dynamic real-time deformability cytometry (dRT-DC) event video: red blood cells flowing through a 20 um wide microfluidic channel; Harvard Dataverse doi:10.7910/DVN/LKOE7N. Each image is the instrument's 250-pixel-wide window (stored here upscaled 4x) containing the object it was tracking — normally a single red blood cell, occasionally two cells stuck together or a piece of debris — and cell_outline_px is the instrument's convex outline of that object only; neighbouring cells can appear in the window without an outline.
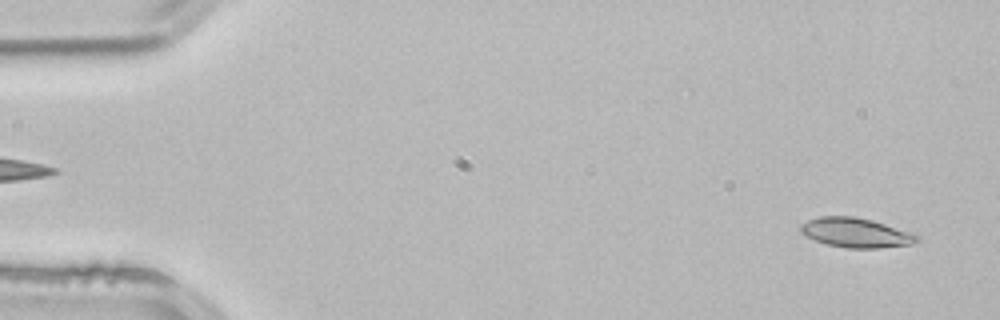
{"species": "common noctule bat (a hibernating species)", "species_latin": "Nyctalus noctula", "temperature_condition": "room temperature", "stored_images_in_passage": 3, "segment_of_instrument_passage": [2, 2], "camera_frame_rate_fps": 3000, "um_per_image_px": 0.085, "animal": {"sex": "male", "body_mass_g": 21.5, "forearm_length_mm": 52.0}, "frame": {"image": 1, "passage_image": 3, "time_ms": 0.667, "image_size_px": [1000, 320], "cell_outline_px": [[920, 240], [912, 244], [880, 248], [848, 248], [828, 244], [816, 240], [800, 232], [800, 224], [808, 220], [820, 216], [852, 216], [872, 220], [916, 232], [920, 236]], "centroid_in_image_um": [72.83, 19.77], "position_along_channel_um": 12.2, "area_um2": 20.23}}